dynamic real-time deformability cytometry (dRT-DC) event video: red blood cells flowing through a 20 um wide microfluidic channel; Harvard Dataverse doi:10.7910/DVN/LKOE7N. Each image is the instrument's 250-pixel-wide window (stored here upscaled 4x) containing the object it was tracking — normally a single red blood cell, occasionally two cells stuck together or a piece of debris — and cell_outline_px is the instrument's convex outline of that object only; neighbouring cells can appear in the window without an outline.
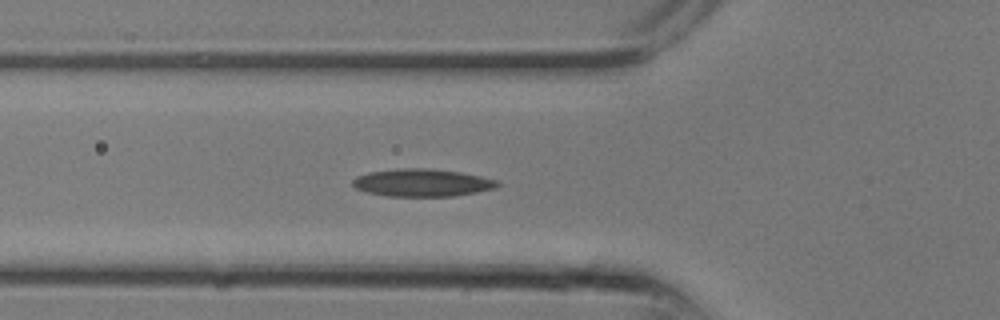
{"species": "common noctule bat (a hibernating species)", "species_latin": "Nyctalus noctula", "temperature_condition": "room temperature", "stored_images_in_passage": 13, "camera_frame_rate_fps": 3000, "um_per_image_px": 0.085, "animal": {"sex": "male", "body_mass_g": 13.3}, "frame": {"image": 1, "passage_image": 8, "time_ms": 2.333, "image_size_px": [1000, 320], "cell_outline_px": [[500, 184], [496, 188], [476, 192], [452, 196], [388, 196], [368, 192], [356, 188], [352, 184], [352, 180], [356, 176], [368, 172], [404, 168], [424, 168], [460, 172], [500, 180]], "centroid_in_image_um": [35.9, 15.53], "position_along_channel_um": 89.9, "area_um2": 23.18}}
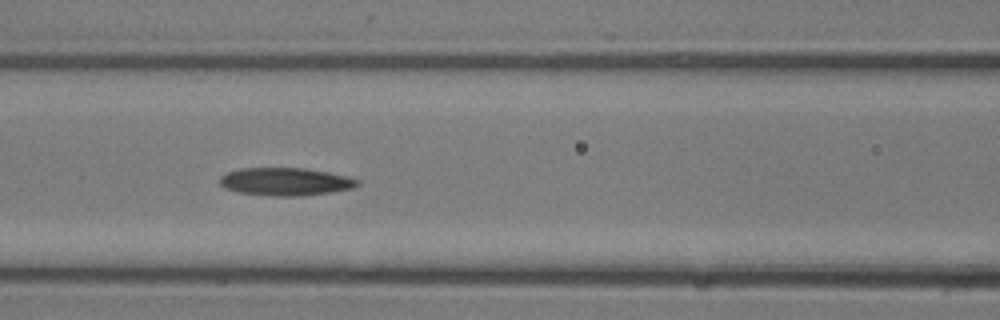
{"frame": {"image": 2, "passage_image": 10, "time_ms": 3.0, "image_size_px": [1000, 320], "cell_outline_px": [[360, 184], [352, 188], [332, 192], [300, 196], [268, 196], [240, 192], [224, 188], [220, 184], [220, 176], [228, 172], [240, 168], [304, 168], [328, 172], [348, 176], [360, 180]], "centroid_in_image_um": [24.28, 15.44], "position_along_channel_um": 142.3, "area_um2": 22.43}}
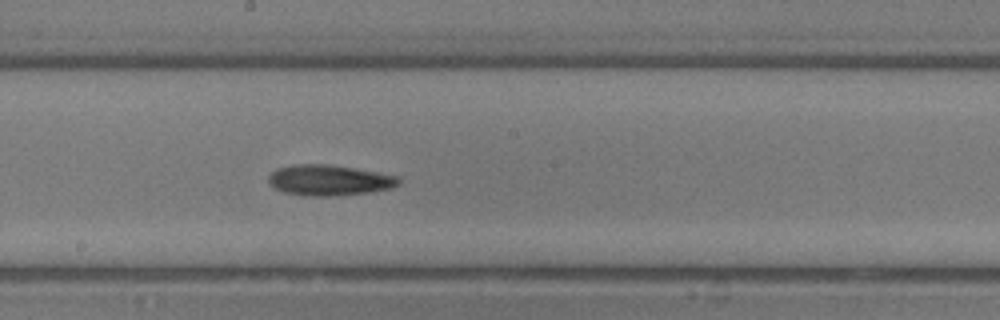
{"frame": {"image": 3, "passage_image": 13, "time_ms": 4.0, "image_size_px": [1000, 320], "cell_outline_px": [[400, 184], [392, 188], [372, 192], [336, 196], [308, 196], [284, 192], [268, 184], [268, 176], [276, 168], [296, 164], [328, 164], [356, 168], [380, 172], [400, 176]], "centroid_in_image_um": [28.02, 15.31], "position_along_channel_um": 220.2, "area_um2": 23.64}}